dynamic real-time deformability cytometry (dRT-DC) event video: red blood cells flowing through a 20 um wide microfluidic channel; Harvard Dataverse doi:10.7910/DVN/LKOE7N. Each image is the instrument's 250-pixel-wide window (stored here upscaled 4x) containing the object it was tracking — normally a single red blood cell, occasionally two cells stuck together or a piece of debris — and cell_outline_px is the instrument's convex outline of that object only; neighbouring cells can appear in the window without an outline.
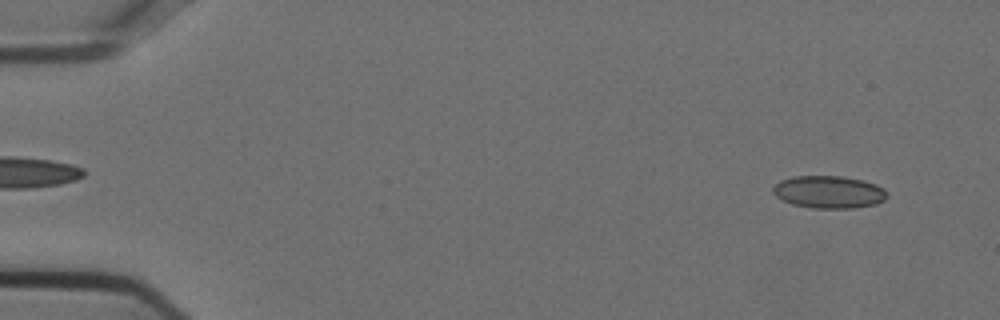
{"species": "Egyptian fruit bat (a non-hibernating species)", "species_latin": "Rousettus aegyptiacus", "temperature_condition": "cold", "stored_images_in_passage": 54, "camera_frame_rate_fps": 3000, "um_per_image_px": 0.085, "animal": {"sex": "female"}, "frame": {"image": 1, "passage_image": 4, "time_ms": 1.0, "image_size_px": [1000, 320], "cell_outline_px": [[888, 196], [884, 200], [876, 204], [852, 208], [812, 208], [792, 204], [776, 196], [772, 192], [772, 188], [780, 180], [792, 176], [840, 176], [860, 180], [876, 184], [884, 188]], "centroid_in_image_um": [70.44, 16.32], "position_along_channel_um": 14.6, "area_um2": 21.56}}
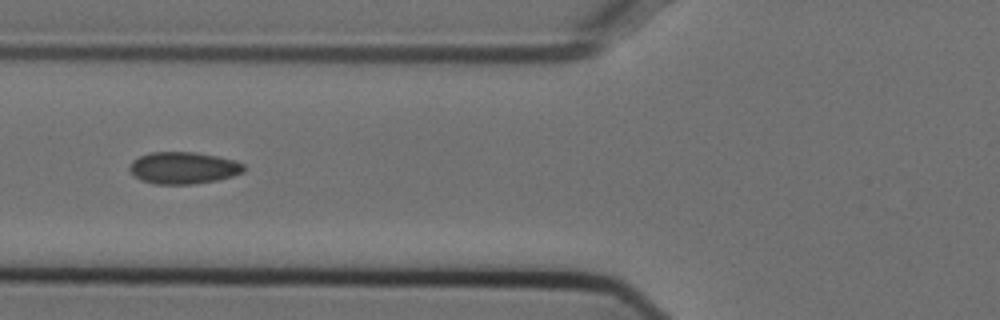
{"frame": {"image": 2, "passage_image": 21, "time_ms": 6.667, "image_size_px": [1000, 320], "cell_outline_px": [[244, 172], [232, 176], [216, 180], [192, 184], [156, 184], [140, 180], [128, 168], [132, 160], [140, 156], [152, 152], [196, 152], [236, 160], [244, 164]], "centroid_in_image_um": [15.59, 14.26], "position_along_channel_um": 110.2, "area_um2": 21.21}}
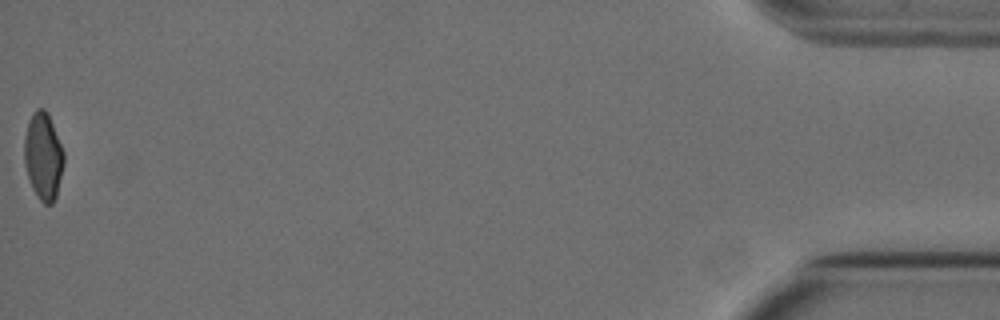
{"frame": {"image": 3, "passage_image": 54, "time_ms": 17.667, "image_size_px": [1000, 320], "cell_outline_px": [[64, 164], [56, 196], [52, 204], [44, 204], [40, 200], [32, 188], [24, 164], [24, 140], [28, 120], [32, 112], [36, 108], [44, 108], [48, 112], [64, 152]], "centroid_in_image_um": [3.67, 13.25], "position_along_channel_um": 431.5, "area_um2": 20.23}, "authors_computed_cell_mechanics": {"area_um2": 20.9236, "velocity_mm_per_s": 3.7666, "shape_relaxation_time_tau1_ms": null, "shape_relaxation_time_tau2_ms": 2.059, "deformation_change_tau1": null, "deformation_change_tau2": 0.0537}}